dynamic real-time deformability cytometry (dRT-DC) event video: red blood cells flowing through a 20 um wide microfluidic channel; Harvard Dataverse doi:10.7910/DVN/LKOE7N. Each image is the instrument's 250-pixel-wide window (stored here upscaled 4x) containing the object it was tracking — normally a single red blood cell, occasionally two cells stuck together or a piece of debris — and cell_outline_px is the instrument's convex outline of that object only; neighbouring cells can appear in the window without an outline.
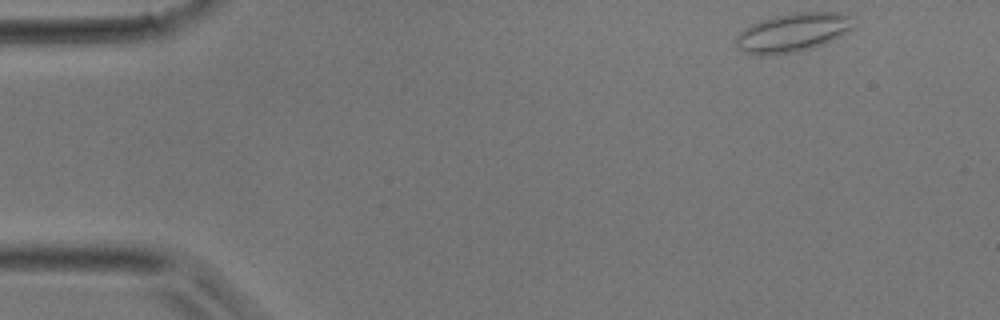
{"species": "common noctule bat (a hibernating species)", "species_latin": "Nyctalus noctula", "temperature_condition": "room temperature", "stored_images_in_passage": 3, "camera_frame_rate_fps": 3000, "um_per_image_px": 0.085, "animal": {"sex": "male", "body_mass_g": 17.9}, "frame": {"image": 1, "passage_image": 1, "time_ms": 0.0, "image_size_px": [1000, 320], "cell_outline_px": [[856, 24], [852, 28], [824, 44], [812, 48], [796, 52], [776, 56], [760, 56], [744, 52], [736, 48], [736, 36], [744, 28], [752, 24], [776, 16], [792, 12], [840, 12], [856, 16]], "centroid_in_image_um": [67.41, 2.77], "position_along_channel_um": 17.6, "area_um2": 26.99}}